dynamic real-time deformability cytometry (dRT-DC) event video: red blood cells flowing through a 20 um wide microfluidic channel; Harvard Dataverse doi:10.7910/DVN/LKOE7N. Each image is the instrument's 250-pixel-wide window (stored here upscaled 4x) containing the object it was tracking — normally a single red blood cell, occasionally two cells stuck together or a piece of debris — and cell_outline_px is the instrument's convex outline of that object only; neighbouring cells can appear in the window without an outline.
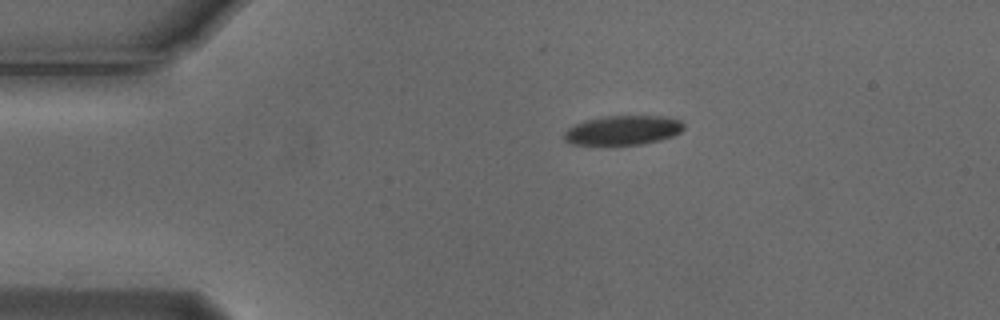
{"species": "Egyptian fruit bat (a non-hibernating species)", "species_latin": "Rousettus aegyptiacus", "temperature_condition": "cold", "stored_images_in_passage": 45, "camera_frame_rate_fps": 3000, "um_per_image_px": 0.085, "animal": {"sex": "male"}, "frame": {"image": 1, "passage_image": 1, "time_ms": 0.0, "image_size_px": [1000, 320], "cell_outline_px": [[684, 128], [680, 132], [672, 136], [660, 140], [644, 144], [572, 144], [564, 140], [564, 132], [568, 128], [584, 120], [604, 116], [664, 116], [680, 120], [684, 124]], "centroid_in_image_um": [52.96, 11.06], "position_along_channel_um": 32.0, "area_um2": 20.4}}
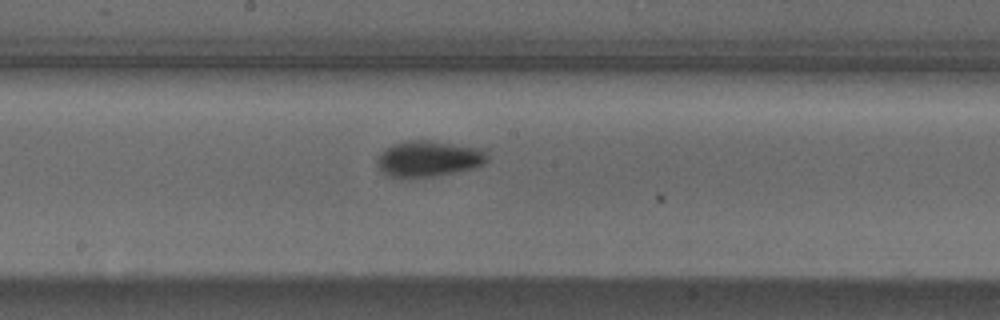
{"frame": {"image": 2, "passage_image": 19, "time_ms": 6.0, "image_size_px": [1000, 320], "cell_outline_px": [[488, 160], [484, 164], [472, 168], [456, 172], [436, 176], [404, 180], [400, 180], [388, 176], [380, 168], [376, 160], [376, 156], [384, 148], [392, 144], [408, 140], [428, 140], [488, 148]], "centroid_in_image_um": [36.44, 13.5], "position_along_channel_um": 211.8, "area_um2": 24.04}}
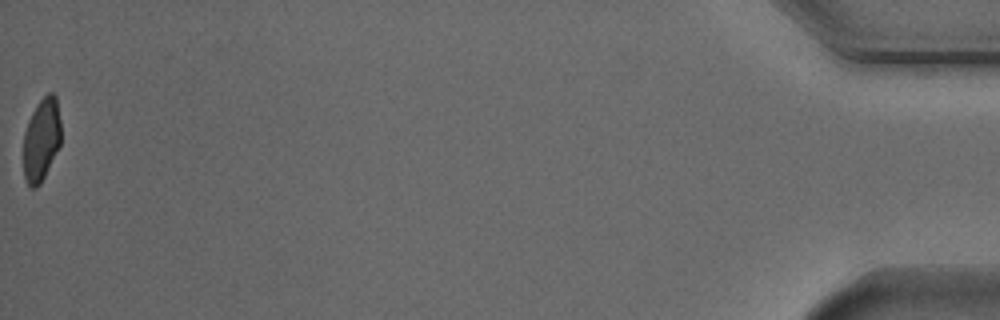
{"frame": {"image": 3, "passage_image": 45, "time_ms": 14.667, "image_size_px": [1000, 320], "cell_outline_px": [[60, 144], [40, 184], [36, 188], [32, 188], [28, 184], [24, 176], [24, 132], [28, 120], [36, 104], [48, 92], [52, 92], [56, 96], [60, 120]], "centroid_in_image_um": [3.51, 11.84], "position_along_channel_um": 431.7, "area_um2": 17.98}, "authors_computed_cell_mechanics": {"area_um2": 21.3282, "velocity_mm_per_s": 3.7524, "shape_relaxation_time_tau1_ms": 3.1522, "shape_relaxation_time_tau2_ms": 5.4179, "deformation_change_tau1": 0.116, "deformation_change_tau2": 0.0857}}